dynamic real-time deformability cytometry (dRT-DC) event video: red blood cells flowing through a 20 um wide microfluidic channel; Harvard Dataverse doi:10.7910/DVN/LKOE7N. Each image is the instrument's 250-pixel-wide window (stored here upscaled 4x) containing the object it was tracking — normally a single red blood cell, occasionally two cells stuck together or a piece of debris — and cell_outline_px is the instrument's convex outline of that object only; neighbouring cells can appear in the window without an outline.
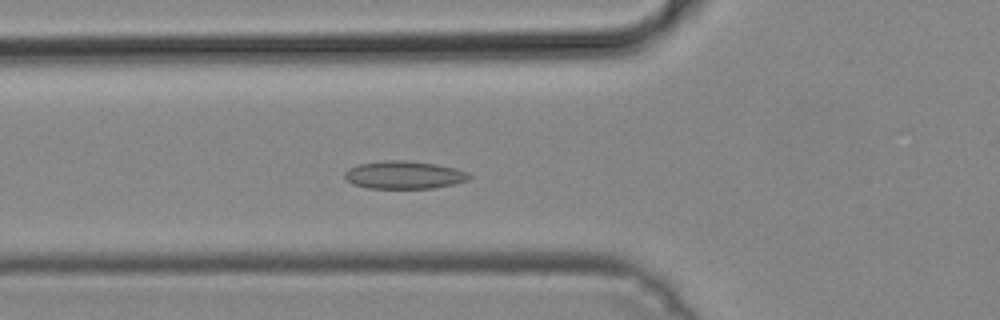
{"species": "common noctule bat (a hibernating species)", "species_latin": "Nyctalus noctula", "temperature_condition": "cold", "stored_images_in_passage": 38, "camera_frame_rate_fps": 3000, "um_per_image_px": 0.085, "animal": {"sex": "male", "body_mass_g": 19.2, "forearm_length_mm": 51.8}, "frame": {"image": 1, "passage_image": 8, "time_ms": 2.333, "image_size_px": [1000, 320], "cell_outline_px": [[472, 176], [468, 180], [452, 184], [432, 188], [368, 188], [352, 184], [344, 180], [344, 172], [348, 168], [360, 164], [384, 160], [404, 160], [436, 164], [456, 168], [468, 172]], "centroid_in_image_um": [34.32, 14.87], "position_along_channel_um": 91.5, "area_um2": 20.29}}
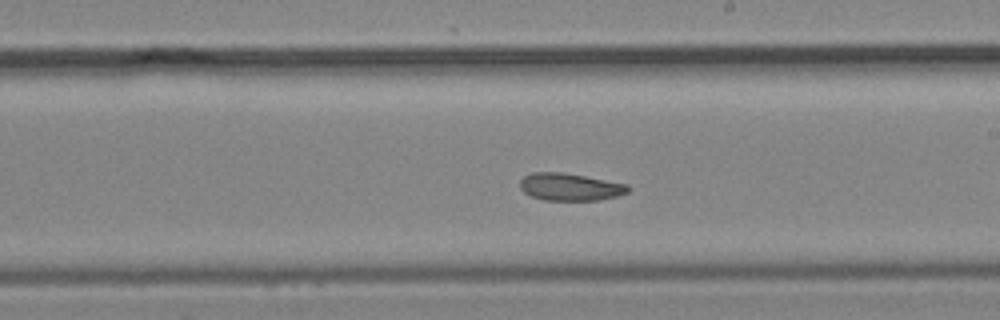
{"frame": {"image": 2, "passage_image": 16, "time_ms": 5.0, "image_size_px": [1000, 320], "cell_outline_px": [[632, 188], [628, 192], [616, 196], [600, 200], [544, 200], [532, 196], [524, 192], [520, 188], [520, 180], [524, 176], [532, 172], [564, 172], [628, 184]], "centroid_in_image_um": [48.47, 15.88], "position_along_channel_um": 240.5, "area_um2": 17.34}}
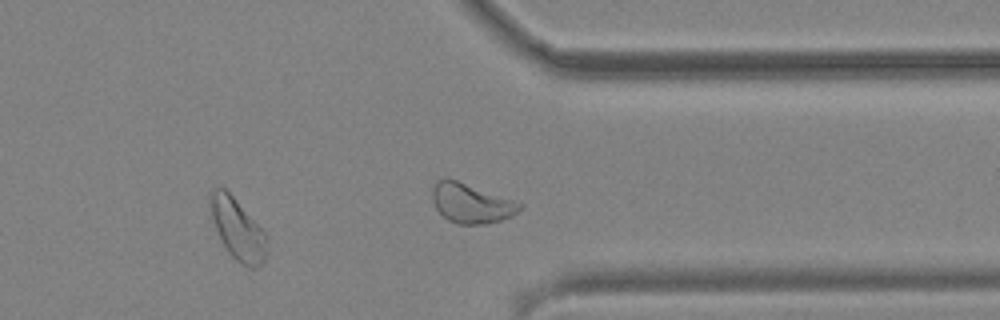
{"frame": {"image": 3, "passage_image": 29, "time_ms": 9.333, "image_size_px": [1000, 320], "cell_outline_px": [[264, 260], [256, 268], [248, 268], [240, 264], [228, 252], [216, 228], [212, 216], [208, 200], [208, 196], [212, 188], [224, 188], [232, 196], [264, 232]], "centroid_in_image_um": [20.14, 19.47], "position_along_channel_um": 391.3, "area_um2": 19.31}}